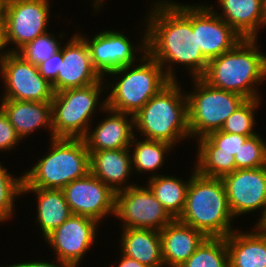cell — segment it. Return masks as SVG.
<instances>
[{"mask_svg":"<svg viewBox=\"0 0 266 267\" xmlns=\"http://www.w3.org/2000/svg\"><path fill=\"white\" fill-rule=\"evenodd\" d=\"M153 2L142 19L143 27L147 28V53L171 81L178 80L174 72L177 64L186 67L190 78H201L209 61L197 47L196 31H192V4L172 0Z\"/></svg>","mask_w":266,"mask_h":267,"instance_id":"1","label":"cell"},{"mask_svg":"<svg viewBox=\"0 0 266 267\" xmlns=\"http://www.w3.org/2000/svg\"><path fill=\"white\" fill-rule=\"evenodd\" d=\"M258 39H242L232 50L208 62L201 77L210 86L247 99H261L258 85L266 80V53Z\"/></svg>","mask_w":266,"mask_h":267,"instance_id":"2","label":"cell"},{"mask_svg":"<svg viewBox=\"0 0 266 267\" xmlns=\"http://www.w3.org/2000/svg\"><path fill=\"white\" fill-rule=\"evenodd\" d=\"M191 171L185 207L178 220L207 237L226 238L236 229L222 179L201 175L195 167Z\"/></svg>","mask_w":266,"mask_h":267,"instance_id":"3","label":"cell"},{"mask_svg":"<svg viewBox=\"0 0 266 267\" xmlns=\"http://www.w3.org/2000/svg\"><path fill=\"white\" fill-rule=\"evenodd\" d=\"M180 83L171 81L135 114L134 131L144 139L165 141L174 147L191 139L187 97Z\"/></svg>","mask_w":266,"mask_h":267,"instance_id":"4","label":"cell"},{"mask_svg":"<svg viewBox=\"0 0 266 267\" xmlns=\"http://www.w3.org/2000/svg\"><path fill=\"white\" fill-rule=\"evenodd\" d=\"M110 76L111 80L116 79L106 83V89L111 90L106 94L107 107L133 116L171 82L162 66L148 53L139 64L118 68L110 72L107 79Z\"/></svg>","mask_w":266,"mask_h":267,"instance_id":"5","label":"cell"},{"mask_svg":"<svg viewBox=\"0 0 266 267\" xmlns=\"http://www.w3.org/2000/svg\"><path fill=\"white\" fill-rule=\"evenodd\" d=\"M49 144L48 152L22 174V187L63 189L90 172V153L83 138H53Z\"/></svg>","mask_w":266,"mask_h":267,"instance_id":"6","label":"cell"},{"mask_svg":"<svg viewBox=\"0 0 266 267\" xmlns=\"http://www.w3.org/2000/svg\"><path fill=\"white\" fill-rule=\"evenodd\" d=\"M104 80L107 81L105 78L86 87L55 92L51 101L54 138H83L87 134L96 111L102 113L107 107L106 98L102 102L100 98L107 90Z\"/></svg>","mask_w":266,"mask_h":267,"instance_id":"7","label":"cell"},{"mask_svg":"<svg viewBox=\"0 0 266 267\" xmlns=\"http://www.w3.org/2000/svg\"><path fill=\"white\" fill-rule=\"evenodd\" d=\"M193 91L187 92L188 130L193 139L220 130L246 99L236 93L210 86L202 78H191Z\"/></svg>","mask_w":266,"mask_h":267,"instance_id":"8","label":"cell"},{"mask_svg":"<svg viewBox=\"0 0 266 267\" xmlns=\"http://www.w3.org/2000/svg\"><path fill=\"white\" fill-rule=\"evenodd\" d=\"M50 2V3H49ZM50 0H6L4 35L8 52L18 53L37 37L48 32Z\"/></svg>","mask_w":266,"mask_h":267,"instance_id":"9","label":"cell"},{"mask_svg":"<svg viewBox=\"0 0 266 267\" xmlns=\"http://www.w3.org/2000/svg\"><path fill=\"white\" fill-rule=\"evenodd\" d=\"M143 31L140 36L143 38L138 40V45L130 41L126 34L117 30L113 31V29L95 33L91 39L83 35L82 32H78V34L88 45L94 68L105 78L110 72L118 68L134 64L147 53V28ZM136 53L138 54L136 55ZM140 53L142 54L141 57L139 56Z\"/></svg>","mask_w":266,"mask_h":267,"instance_id":"10","label":"cell"},{"mask_svg":"<svg viewBox=\"0 0 266 267\" xmlns=\"http://www.w3.org/2000/svg\"><path fill=\"white\" fill-rule=\"evenodd\" d=\"M4 83L0 100L51 102L55 94L52 84L40 73L37 65L20 54L9 52L0 66Z\"/></svg>","mask_w":266,"mask_h":267,"instance_id":"11","label":"cell"},{"mask_svg":"<svg viewBox=\"0 0 266 267\" xmlns=\"http://www.w3.org/2000/svg\"><path fill=\"white\" fill-rule=\"evenodd\" d=\"M115 218L122 228L162 230L174 218L149 187L135 185L116 193Z\"/></svg>","mask_w":266,"mask_h":267,"instance_id":"12","label":"cell"},{"mask_svg":"<svg viewBox=\"0 0 266 267\" xmlns=\"http://www.w3.org/2000/svg\"><path fill=\"white\" fill-rule=\"evenodd\" d=\"M228 206L236 217L260 211L259 225L266 218V166L234 170L222 178Z\"/></svg>","mask_w":266,"mask_h":267,"instance_id":"13","label":"cell"},{"mask_svg":"<svg viewBox=\"0 0 266 267\" xmlns=\"http://www.w3.org/2000/svg\"><path fill=\"white\" fill-rule=\"evenodd\" d=\"M99 222L90 217L72 214L64 223L44 238L55 260L79 267L86 253L96 242Z\"/></svg>","mask_w":266,"mask_h":267,"instance_id":"14","label":"cell"},{"mask_svg":"<svg viewBox=\"0 0 266 267\" xmlns=\"http://www.w3.org/2000/svg\"><path fill=\"white\" fill-rule=\"evenodd\" d=\"M72 214L90 217L100 224L115 215L116 193L91 172L62 189Z\"/></svg>","mask_w":266,"mask_h":267,"instance_id":"15","label":"cell"},{"mask_svg":"<svg viewBox=\"0 0 266 267\" xmlns=\"http://www.w3.org/2000/svg\"><path fill=\"white\" fill-rule=\"evenodd\" d=\"M192 3V31H196L197 47L210 61L232 50L243 38L214 11L211 4Z\"/></svg>","mask_w":266,"mask_h":267,"instance_id":"16","label":"cell"},{"mask_svg":"<svg viewBox=\"0 0 266 267\" xmlns=\"http://www.w3.org/2000/svg\"><path fill=\"white\" fill-rule=\"evenodd\" d=\"M72 35L63 45V60L52 83L54 92L86 87L104 79L92 64L85 40L78 33Z\"/></svg>","mask_w":266,"mask_h":267,"instance_id":"17","label":"cell"},{"mask_svg":"<svg viewBox=\"0 0 266 267\" xmlns=\"http://www.w3.org/2000/svg\"><path fill=\"white\" fill-rule=\"evenodd\" d=\"M105 118L89 127L83 137L88 151L117 150L130 148L134 131V116L117 112L106 107ZM108 114V115H106ZM93 128V129H92Z\"/></svg>","mask_w":266,"mask_h":267,"instance_id":"18","label":"cell"},{"mask_svg":"<svg viewBox=\"0 0 266 267\" xmlns=\"http://www.w3.org/2000/svg\"><path fill=\"white\" fill-rule=\"evenodd\" d=\"M90 172L109 186L115 193L135 186L128 182L133 177L130 148L89 151ZM132 183V184H131Z\"/></svg>","mask_w":266,"mask_h":267,"instance_id":"19","label":"cell"},{"mask_svg":"<svg viewBox=\"0 0 266 267\" xmlns=\"http://www.w3.org/2000/svg\"><path fill=\"white\" fill-rule=\"evenodd\" d=\"M159 232L164 267H181L207 238L201 231L178 219Z\"/></svg>","mask_w":266,"mask_h":267,"instance_id":"20","label":"cell"},{"mask_svg":"<svg viewBox=\"0 0 266 267\" xmlns=\"http://www.w3.org/2000/svg\"><path fill=\"white\" fill-rule=\"evenodd\" d=\"M0 109L8 117L22 141L40 128L48 129L50 139L54 138L51 102L1 100Z\"/></svg>","mask_w":266,"mask_h":267,"instance_id":"21","label":"cell"},{"mask_svg":"<svg viewBox=\"0 0 266 267\" xmlns=\"http://www.w3.org/2000/svg\"><path fill=\"white\" fill-rule=\"evenodd\" d=\"M239 231L226 237L229 267H266V232L259 225Z\"/></svg>","mask_w":266,"mask_h":267,"instance_id":"22","label":"cell"},{"mask_svg":"<svg viewBox=\"0 0 266 267\" xmlns=\"http://www.w3.org/2000/svg\"><path fill=\"white\" fill-rule=\"evenodd\" d=\"M222 12L214 10L243 39H258L265 27L262 0H218Z\"/></svg>","mask_w":266,"mask_h":267,"instance_id":"23","label":"cell"},{"mask_svg":"<svg viewBox=\"0 0 266 267\" xmlns=\"http://www.w3.org/2000/svg\"><path fill=\"white\" fill-rule=\"evenodd\" d=\"M36 196V222L43 238L64 223L71 215L62 189L22 187V195Z\"/></svg>","mask_w":266,"mask_h":267,"instance_id":"24","label":"cell"},{"mask_svg":"<svg viewBox=\"0 0 266 267\" xmlns=\"http://www.w3.org/2000/svg\"><path fill=\"white\" fill-rule=\"evenodd\" d=\"M120 253L148 267H164L160 232L152 229L121 228Z\"/></svg>","mask_w":266,"mask_h":267,"instance_id":"25","label":"cell"},{"mask_svg":"<svg viewBox=\"0 0 266 267\" xmlns=\"http://www.w3.org/2000/svg\"><path fill=\"white\" fill-rule=\"evenodd\" d=\"M146 179L148 182L144 185L149 187L168 213L178 219L185 207L190 178L183 180L181 177L162 175L160 172V175Z\"/></svg>","mask_w":266,"mask_h":267,"instance_id":"26","label":"cell"},{"mask_svg":"<svg viewBox=\"0 0 266 267\" xmlns=\"http://www.w3.org/2000/svg\"><path fill=\"white\" fill-rule=\"evenodd\" d=\"M136 137L137 134L133 136L130 145L133 172L136 171L140 174L151 172V176L149 175L148 178L158 176L159 172L156 171L164 166L166 156L174 149L173 145L165 141L149 140L143 137L138 140Z\"/></svg>","mask_w":266,"mask_h":267,"instance_id":"27","label":"cell"},{"mask_svg":"<svg viewBox=\"0 0 266 267\" xmlns=\"http://www.w3.org/2000/svg\"><path fill=\"white\" fill-rule=\"evenodd\" d=\"M181 267H229L226 238L207 237Z\"/></svg>","mask_w":266,"mask_h":267,"instance_id":"28","label":"cell"},{"mask_svg":"<svg viewBox=\"0 0 266 267\" xmlns=\"http://www.w3.org/2000/svg\"><path fill=\"white\" fill-rule=\"evenodd\" d=\"M13 176L16 175H12L0 162V223L2 224L14 217L15 201L22 196L23 175H19V178Z\"/></svg>","mask_w":266,"mask_h":267,"instance_id":"29","label":"cell"},{"mask_svg":"<svg viewBox=\"0 0 266 267\" xmlns=\"http://www.w3.org/2000/svg\"><path fill=\"white\" fill-rule=\"evenodd\" d=\"M261 103L262 102L260 99H247L236 111L233 112V114L227 118L220 130L232 134L245 135L248 137L256 135L255 115L257 108L261 105Z\"/></svg>","mask_w":266,"mask_h":267,"instance_id":"30","label":"cell"},{"mask_svg":"<svg viewBox=\"0 0 266 267\" xmlns=\"http://www.w3.org/2000/svg\"><path fill=\"white\" fill-rule=\"evenodd\" d=\"M195 170L204 176L222 178L235 170L234 156L226 152H197Z\"/></svg>","mask_w":266,"mask_h":267,"instance_id":"31","label":"cell"},{"mask_svg":"<svg viewBox=\"0 0 266 267\" xmlns=\"http://www.w3.org/2000/svg\"><path fill=\"white\" fill-rule=\"evenodd\" d=\"M247 138L248 136L245 135L217 130L198 138L196 150L197 152H226L235 156Z\"/></svg>","mask_w":266,"mask_h":267,"instance_id":"32","label":"cell"},{"mask_svg":"<svg viewBox=\"0 0 266 267\" xmlns=\"http://www.w3.org/2000/svg\"><path fill=\"white\" fill-rule=\"evenodd\" d=\"M49 31L35 40L31 41L23 47L18 54H20L26 61L32 62L34 65H39L41 62L50 58L53 54L60 50L65 33L61 32L59 35H54ZM55 36H58V40Z\"/></svg>","mask_w":266,"mask_h":267,"instance_id":"33","label":"cell"},{"mask_svg":"<svg viewBox=\"0 0 266 267\" xmlns=\"http://www.w3.org/2000/svg\"><path fill=\"white\" fill-rule=\"evenodd\" d=\"M260 134L248 137L234 156L235 170L266 166V140Z\"/></svg>","mask_w":266,"mask_h":267,"instance_id":"34","label":"cell"},{"mask_svg":"<svg viewBox=\"0 0 266 267\" xmlns=\"http://www.w3.org/2000/svg\"><path fill=\"white\" fill-rule=\"evenodd\" d=\"M19 143H22L21 138L17 135L8 117L0 109V151L7 152L15 149L16 146L18 148Z\"/></svg>","mask_w":266,"mask_h":267,"instance_id":"35","label":"cell"},{"mask_svg":"<svg viewBox=\"0 0 266 267\" xmlns=\"http://www.w3.org/2000/svg\"><path fill=\"white\" fill-rule=\"evenodd\" d=\"M60 60H63V46L47 60L41 62L38 66L39 73L51 84L56 80L60 68Z\"/></svg>","mask_w":266,"mask_h":267,"instance_id":"36","label":"cell"},{"mask_svg":"<svg viewBox=\"0 0 266 267\" xmlns=\"http://www.w3.org/2000/svg\"><path fill=\"white\" fill-rule=\"evenodd\" d=\"M51 261V262H50ZM35 260V261H28V262H19V263H14L12 265H7L6 267H71L69 264L59 261H52L50 260Z\"/></svg>","mask_w":266,"mask_h":267,"instance_id":"37","label":"cell"},{"mask_svg":"<svg viewBox=\"0 0 266 267\" xmlns=\"http://www.w3.org/2000/svg\"><path fill=\"white\" fill-rule=\"evenodd\" d=\"M118 266L116 267H148L144 264L139 263L137 260H134L133 258H130L128 256H125L123 254H120Z\"/></svg>","mask_w":266,"mask_h":267,"instance_id":"38","label":"cell"},{"mask_svg":"<svg viewBox=\"0 0 266 267\" xmlns=\"http://www.w3.org/2000/svg\"><path fill=\"white\" fill-rule=\"evenodd\" d=\"M5 44L4 27L0 26V66L9 53ZM6 49V50H5Z\"/></svg>","mask_w":266,"mask_h":267,"instance_id":"39","label":"cell"},{"mask_svg":"<svg viewBox=\"0 0 266 267\" xmlns=\"http://www.w3.org/2000/svg\"><path fill=\"white\" fill-rule=\"evenodd\" d=\"M5 1L0 0V26H4V8H5Z\"/></svg>","mask_w":266,"mask_h":267,"instance_id":"40","label":"cell"},{"mask_svg":"<svg viewBox=\"0 0 266 267\" xmlns=\"http://www.w3.org/2000/svg\"><path fill=\"white\" fill-rule=\"evenodd\" d=\"M105 0H93L92 2H93V4H92V6H93V8L95 9V10H93V11H95V12H97L99 9H101L102 7H104V3H106V2H104ZM103 5V6H102ZM101 7V8H100Z\"/></svg>","mask_w":266,"mask_h":267,"instance_id":"41","label":"cell"},{"mask_svg":"<svg viewBox=\"0 0 266 267\" xmlns=\"http://www.w3.org/2000/svg\"><path fill=\"white\" fill-rule=\"evenodd\" d=\"M262 5H263L264 25L266 28V0H262Z\"/></svg>","mask_w":266,"mask_h":267,"instance_id":"42","label":"cell"},{"mask_svg":"<svg viewBox=\"0 0 266 267\" xmlns=\"http://www.w3.org/2000/svg\"><path fill=\"white\" fill-rule=\"evenodd\" d=\"M259 226L266 232V218L259 224Z\"/></svg>","mask_w":266,"mask_h":267,"instance_id":"43","label":"cell"}]
</instances>
